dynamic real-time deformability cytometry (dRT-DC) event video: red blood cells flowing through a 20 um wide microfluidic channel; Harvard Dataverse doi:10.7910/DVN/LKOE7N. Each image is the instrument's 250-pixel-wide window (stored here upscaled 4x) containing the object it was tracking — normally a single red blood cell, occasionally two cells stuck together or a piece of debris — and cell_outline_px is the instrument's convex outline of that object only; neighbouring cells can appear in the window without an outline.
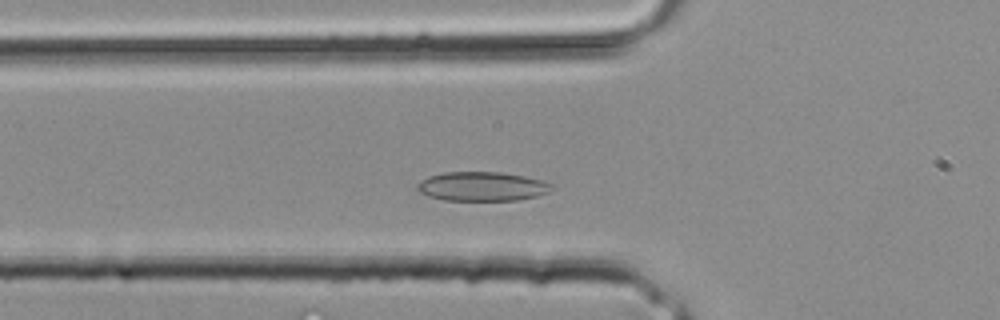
{"species": "common noctule bat (a hibernating species)", "species_latin": "Nyctalus noctula", "temperature_condition": "room temperature", "stored_images_in_passage": 26, "camera_frame_rate_fps": 3000, "um_per_image_px": 0.085, "animal": {"sex": "male", "body_mass_g": 20.4}, "frame": {"image": 1, "passage_image": 5, "time_ms": 1.333, "image_size_px": [1000, 320], "cell_outline_px": [[556, 188], [548, 192], [536, 196], [516, 200], [444, 200], [428, 196], [420, 192], [416, 188], [416, 184], [420, 180], [428, 176], [444, 172], [500, 172], [524, 176], [544, 180], [552, 184]], "centroid_in_image_um": [40.98, 15.84], "position_along_channel_um": 84.8, "area_um2": 23.0}}
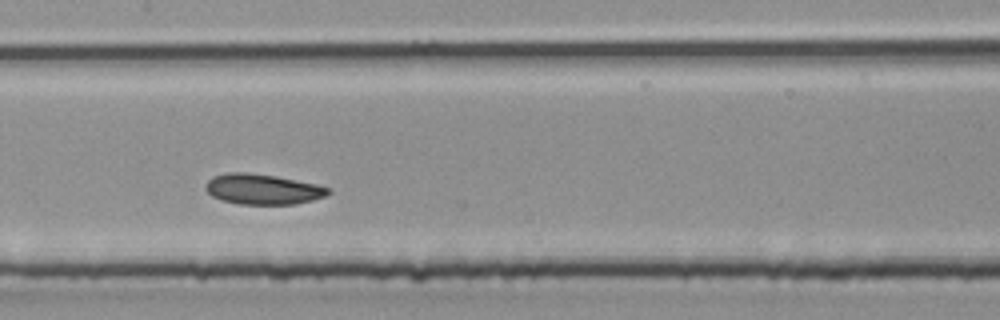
{"frame": {"image": 2, "passage_image": 10, "time_ms": 3.0, "image_size_px": [1000, 320], "cell_outline_px": [[332, 192], [324, 196], [312, 200], [296, 204], [240, 204], [220, 200], [212, 196], [204, 188], [208, 180], [212, 176], [228, 172], [248, 172], [276, 176], [316, 184], [328, 188]], "centroid_in_image_um": [22.29, 16.08], "position_along_channel_um": 185.1, "area_um2": 21.73}}
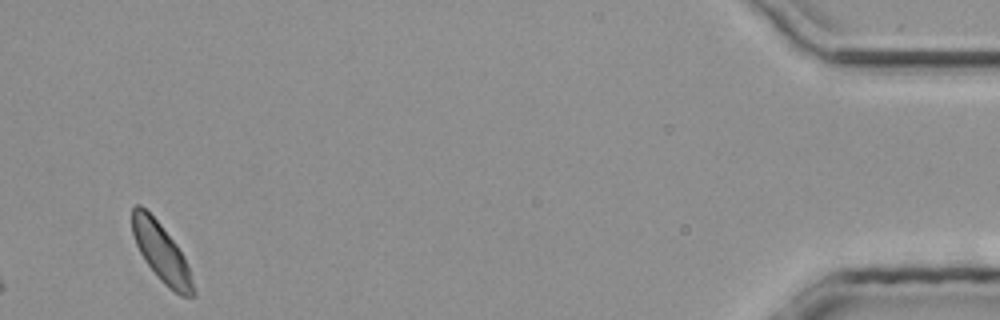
{"frame": {"image": 3, "passage_image": 26, "time_ms": 8.333, "image_size_px": [1000, 320], "cell_outline_px": [[196, 296], [180, 296], [168, 288], [160, 280], [144, 260], [136, 244], [132, 232], [132, 208], [136, 204], [140, 204], [160, 224], [176, 244], [184, 256], [196, 292]], "centroid_in_image_um": [13.71, 21.49], "position_along_channel_um": 421.5, "area_um2": 20.58}}